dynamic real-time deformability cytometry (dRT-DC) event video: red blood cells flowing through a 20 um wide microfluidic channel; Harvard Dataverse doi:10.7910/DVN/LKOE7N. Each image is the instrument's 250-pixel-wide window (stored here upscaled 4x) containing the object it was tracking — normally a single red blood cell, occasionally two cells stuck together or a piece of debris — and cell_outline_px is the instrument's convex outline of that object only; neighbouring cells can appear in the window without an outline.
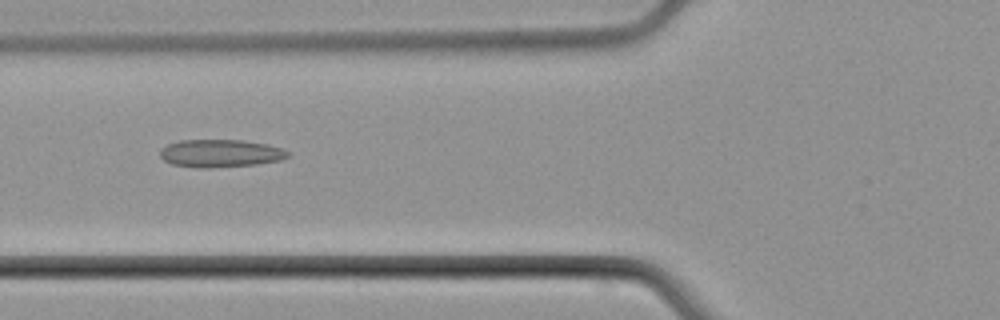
{"species": "common noctule bat (a hibernating species)", "species_latin": "Nyctalus noctula", "temperature_condition": "cold", "stored_images_in_passage": 7, "camera_frame_rate_fps": 3000, "um_per_image_px": 0.085, "animal": {"sex": "male", "body_mass_g": 21.5, "forearm_length_mm": 52.0}, "frame": {"image": 1, "passage_image": 5, "time_ms": 5.667, "image_size_px": [1000, 320], "cell_outline_px": [[288, 156], [280, 160], [256, 164], [172, 164], [164, 160], [160, 156], [160, 148], [168, 144], [180, 140], [244, 140], [268, 144], [280, 148], [288, 152]], "centroid_in_image_um": [18.76, 12.95], "position_along_channel_um": 107.0, "area_um2": 19.25}}
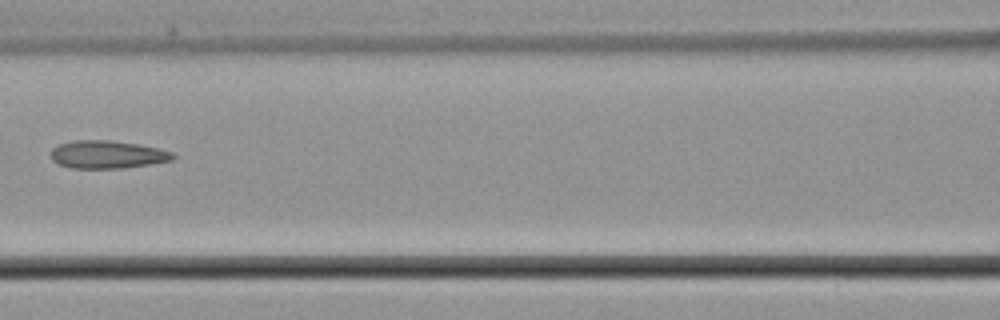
{"frame": {"image": 2, "passage_image": 6, "time_ms": 7.0, "image_size_px": [1000, 320], "cell_outline_px": [[176, 156], [172, 160], [124, 168], [68, 168], [52, 160], [52, 148], [60, 144], [72, 140], [112, 140], [160, 148], [172, 152]], "centroid_in_image_um": [9.12, 13.13], "position_along_channel_um": 157.5, "area_um2": 19.77}}
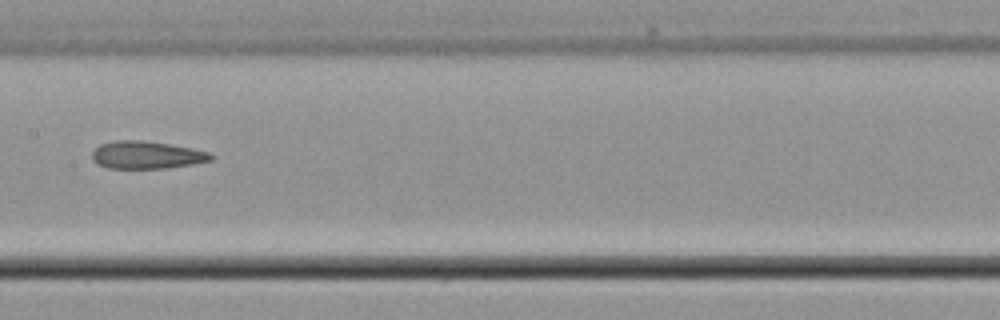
{"frame": {"image": 3, "passage_image": 7, "time_ms": 8.0, "image_size_px": [1000, 320], "cell_outline_px": [[212, 160], [192, 164], [164, 168], [108, 168], [92, 160], [92, 152], [100, 144], [112, 140], [140, 140], [168, 144], [192, 148], [208, 152], [212, 156]], "centroid_in_image_um": [12.43, 13.16], "position_along_channel_um": 195.0, "area_um2": 18.9}}